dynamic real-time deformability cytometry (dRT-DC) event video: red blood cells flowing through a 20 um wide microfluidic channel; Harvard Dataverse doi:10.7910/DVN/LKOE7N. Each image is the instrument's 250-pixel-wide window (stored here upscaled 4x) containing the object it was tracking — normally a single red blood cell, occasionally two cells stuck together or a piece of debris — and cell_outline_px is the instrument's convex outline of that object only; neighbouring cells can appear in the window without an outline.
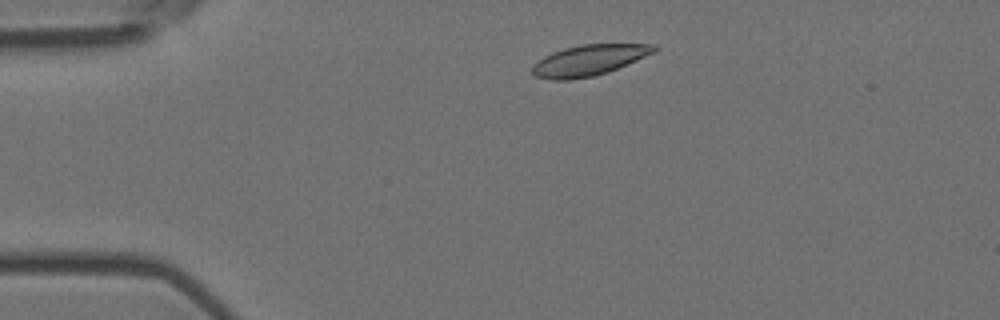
{"species": "Egyptian fruit bat (a non-hibernating species)", "species_latin": "Rousettus aegyptiacus", "temperature_condition": "room temperature", "stored_images_in_passage": 3, "camera_frame_rate_fps": 3000, "um_per_image_px": 0.085, "animal": {"sex": "female"}, "frame": {"image": 1, "passage_image": 2, "time_ms": 0.333, "image_size_px": [1000, 320], "cell_outline_px": [[656, 48], [652, 52], [644, 56], [616, 68], [592, 76], [572, 80], [552, 80], [532, 76], [532, 64], [544, 56], [552, 52], [564, 48], [580, 44], [656, 44]], "centroid_in_image_um": [49.94, 5.12], "position_along_channel_um": 35.1, "area_um2": 21.56}}